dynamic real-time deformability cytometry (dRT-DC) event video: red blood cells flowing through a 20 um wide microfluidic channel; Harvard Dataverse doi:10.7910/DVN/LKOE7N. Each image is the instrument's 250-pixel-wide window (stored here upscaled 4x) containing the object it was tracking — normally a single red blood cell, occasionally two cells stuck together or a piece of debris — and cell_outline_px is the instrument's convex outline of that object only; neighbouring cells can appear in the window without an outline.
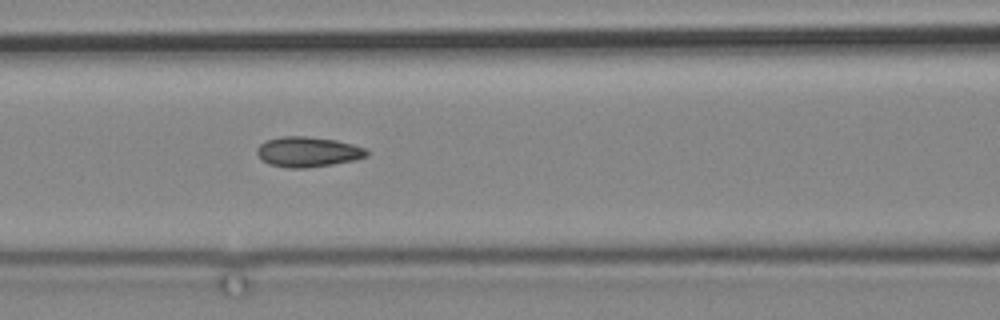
{"species": "common noctule bat (a hibernating species)", "species_latin": "Nyctalus noctula", "temperature_condition": "cold", "stored_images_in_passage": 3, "camera_frame_rate_fps": 3000, "um_per_image_px": 0.085, "animal": {"sex": "male", "body_mass_g": 19.2, "forearm_length_mm": 51.8}, "frame": {"image": 1, "passage_image": 3, "time_ms": 2.333, "image_size_px": [1000, 320], "cell_outline_px": [[368, 156], [356, 160], [332, 164], [304, 168], [288, 168], [268, 164], [256, 152], [256, 148], [264, 140], [280, 136], [304, 136], [336, 140], [352, 144], [364, 148], [368, 152]], "centroid_in_image_um": [26.15, 12.9], "position_along_channel_um": 140.5, "area_um2": 19.31}}